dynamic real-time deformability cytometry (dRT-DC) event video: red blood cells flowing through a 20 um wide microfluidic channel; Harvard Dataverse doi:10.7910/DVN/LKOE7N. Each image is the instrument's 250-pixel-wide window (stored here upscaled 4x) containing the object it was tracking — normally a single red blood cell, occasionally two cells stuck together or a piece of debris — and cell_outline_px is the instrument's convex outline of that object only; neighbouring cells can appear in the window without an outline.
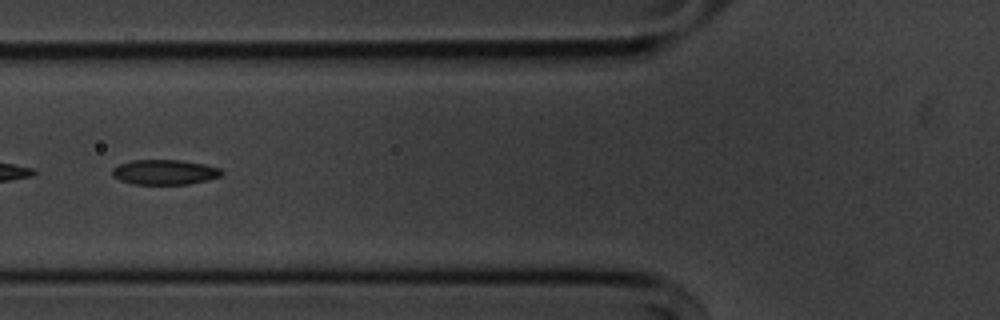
{"species": "common noctule bat (a hibernating species)", "species_latin": "Nyctalus noctula", "temperature_condition": "cold", "stored_images_in_passage": 44, "camera_frame_rate_fps": 3000, "um_per_image_px": 0.085, "animal": {"sex": "male", "body_mass_g": 20.1, "forearm_length_mm": 53.5}, "frame": {"image": 1, "passage_image": 11, "time_ms": 3.333, "image_size_px": [1000, 320], "cell_outline_px": [[224, 172], [220, 176], [208, 180], [188, 184], [132, 184], [120, 180], [112, 176], [112, 168], [120, 164], [132, 160], [180, 160], [204, 164], [220, 168]], "centroid_in_image_um": [13.99, 14.63], "position_along_channel_um": 111.8, "area_um2": 15.95}}
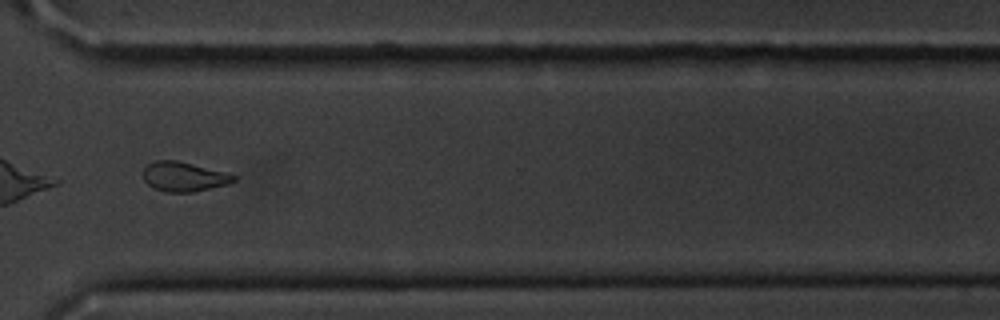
{"frame": {"image": 2, "passage_image": 31, "time_ms": 10.0, "image_size_px": [1000, 320], "cell_outline_px": [[236, 180], [228, 184], [192, 192], [164, 192], [152, 188], [144, 180], [144, 168], [148, 164], [156, 160], [176, 160], [224, 172], [236, 176]], "centroid_in_image_um": [15.6, 15.02], "position_along_channel_um": 355.0, "area_um2": 15.43}}
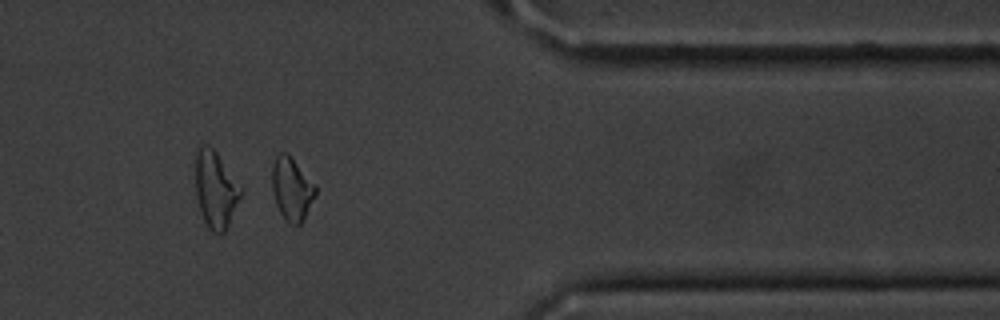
{"frame": {"image": 3, "passage_image": 35, "time_ms": 11.333, "image_size_px": [1000, 320], "cell_outline_px": [[316, 196], [300, 224], [292, 224], [280, 212], [276, 204], [272, 192], [272, 164], [276, 156], [280, 152], [288, 152], [292, 156], [316, 184]], "centroid_in_image_um": [24.81, 15.98], "position_along_channel_um": 386.6, "area_um2": 16.07}, "authors_computed_cell_mechanics": {"area_um2": 16.0395, "velocity_mm_per_s": 3.6453, "shape_relaxation_time_tau1_ms": 6.8955, "shape_relaxation_time_tau2_ms": 6.0094, "deformation_change_tau1": 0.1493, "deformation_change_tau2": 0.1366}}